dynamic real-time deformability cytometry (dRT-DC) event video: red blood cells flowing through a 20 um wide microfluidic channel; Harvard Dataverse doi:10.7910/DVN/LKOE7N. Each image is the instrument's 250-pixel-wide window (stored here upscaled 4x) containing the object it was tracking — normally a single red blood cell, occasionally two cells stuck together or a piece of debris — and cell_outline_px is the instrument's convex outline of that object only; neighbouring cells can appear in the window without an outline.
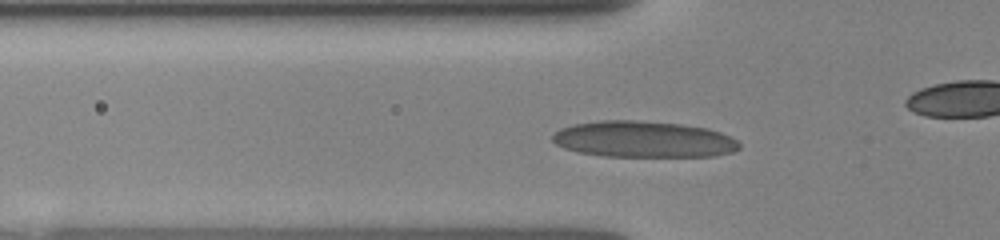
{"species": "human", "species_latin": "Homo sapiens", "temperature_condition": "room temperature", "stored_images_in_passage": 52, "camera_frame_rate_fps": 3000, "um_per_image_px": 0.085, "donor": {"sex": "female"}, "frame": {"image": 1, "passage_image": 18, "time_ms": 2.667, "image_size_px": [1000, 240], "cell_outline_px": [[740, 148], [732, 152], [716, 156], [604, 156], [580, 152], [564, 148], [556, 144], [552, 140], [552, 136], [560, 128], [576, 124], [600, 120], [636, 120], [680, 124], [708, 128], [732, 136], [740, 144]], "centroid_in_image_um": [54.73, 11.84], "position_along_channel_um": 71.1, "area_um2": 39.48}}
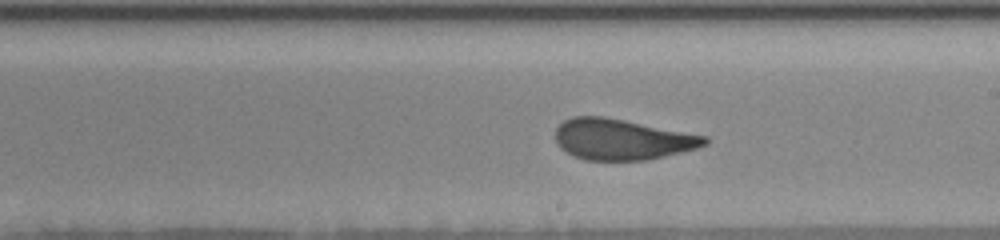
{"frame": {"image": 2, "passage_image": 37, "time_ms": 6.667, "image_size_px": [1000, 240], "cell_outline_px": [[708, 144], [696, 148], [648, 160], [584, 160], [560, 148], [556, 144], [556, 128], [564, 120], [572, 116], [604, 116], [708, 136]], "centroid_in_image_um": [52.86, 11.84], "position_along_channel_um": 236.1, "area_um2": 35.49}}
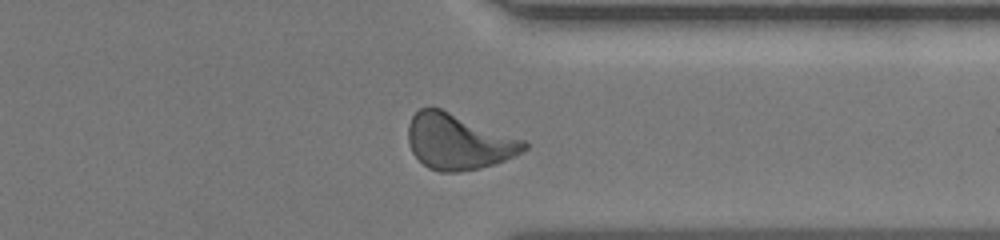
{"frame": {"image": 3, "passage_image": 47, "time_ms": 10.0, "image_size_px": [1000, 240], "cell_outline_px": [[528, 148], [516, 156], [480, 168], [456, 172], [440, 172], [428, 168], [412, 152], [408, 140], [408, 124], [412, 116], [420, 108], [440, 108], [524, 140], [528, 144]], "centroid_in_image_um": [38.96, 12.05], "position_along_channel_um": 372.4, "area_um2": 37.22}}